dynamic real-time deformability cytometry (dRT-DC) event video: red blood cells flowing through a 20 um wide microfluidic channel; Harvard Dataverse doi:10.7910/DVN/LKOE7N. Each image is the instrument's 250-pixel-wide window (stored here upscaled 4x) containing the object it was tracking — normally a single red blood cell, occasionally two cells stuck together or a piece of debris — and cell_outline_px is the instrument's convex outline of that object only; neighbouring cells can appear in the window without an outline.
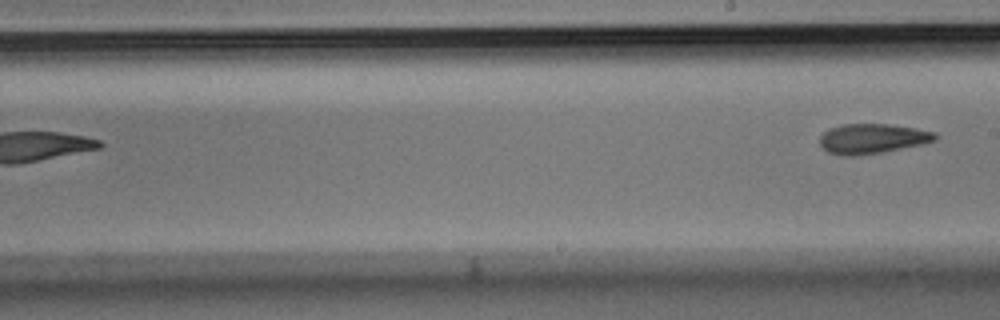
{"species": "Egyptian fruit bat (a non-hibernating species)", "species_latin": "Rousettus aegyptiacus", "temperature_condition": "room temperature", "stored_images_in_passage": 7, "segment_of_instrument_passage": [2, 2], "camera_frame_rate_fps": 3000, "um_per_image_px": 0.085, "animal": {"sex": "male"}, "frame": {"image": 1, "passage_image": 7, "time_ms": 2.0, "image_size_px": [1000, 320], "cell_outline_px": [[936, 140], [924, 144], [880, 152], [852, 156], [840, 156], [828, 152], [820, 144], [820, 136], [824, 132], [832, 128], [844, 124], [888, 124], [916, 128], [936, 132]], "centroid_in_image_um": [74.16, 11.78], "position_along_channel_um": 214.8, "area_um2": 19.94}}